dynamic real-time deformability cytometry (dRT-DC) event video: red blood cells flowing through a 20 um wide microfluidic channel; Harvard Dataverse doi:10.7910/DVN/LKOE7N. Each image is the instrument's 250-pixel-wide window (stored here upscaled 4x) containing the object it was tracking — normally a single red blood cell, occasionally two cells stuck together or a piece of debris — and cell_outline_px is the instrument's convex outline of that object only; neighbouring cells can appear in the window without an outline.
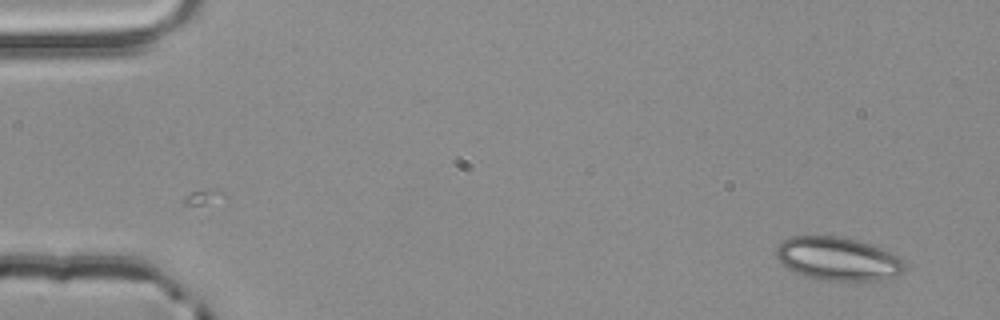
{"species": "common noctule bat (a hibernating species)", "species_latin": "Nyctalus noctula", "temperature_condition": "room temperature", "stored_images_in_passage": 2, "camera_frame_rate_fps": 3000, "um_per_image_px": 0.085, "animal": {"sex": "male", "body_mass_g": 20.4}, "frame": {"image": 1, "passage_image": 2, "time_ms": 0.333, "image_size_px": [1000, 320], "cell_outline_px": [[904, 272], [896, 276], [876, 280], [824, 280], [804, 276], [780, 264], [776, 256], [776, 248], [780, 240], [792, 236], [840, 236], [872, 244], [892, 252], [904, 260]], "centroid_in_image_um": [71.2, 21.98], "position_along_channel_um": 13.8, "area_um2": 32.66}}